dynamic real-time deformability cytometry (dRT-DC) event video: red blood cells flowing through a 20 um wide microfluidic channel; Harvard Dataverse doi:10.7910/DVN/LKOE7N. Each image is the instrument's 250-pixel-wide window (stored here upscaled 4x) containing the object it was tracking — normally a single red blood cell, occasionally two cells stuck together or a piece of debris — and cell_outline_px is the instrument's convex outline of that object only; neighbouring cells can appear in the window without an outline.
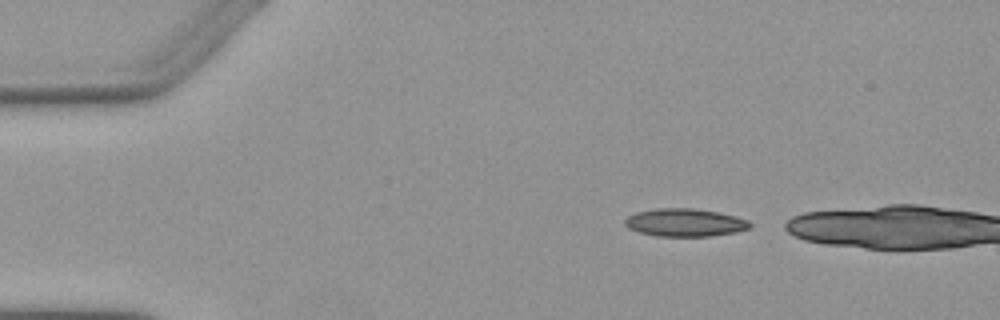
{"species": "Egyptian fruit bat (a non-hibernating species)", "species_latin": "Rousettus aegyptiacus", "temperature_condition": "warm", "stored_images_in_passage": 2, "camera_frame_rate_fps": 3000, "um_per_image_px": 0.085, "animal": {"sex": "female"}, "frame": {"image": 1, "passage_image": 1, "time_ms": 0.0, "image_size_px": [1000, 320], "cell_outline_px": [[752, 228], [736, 232], [712, 236], [656, 236], [640, 232], [628, 228], [624, 224], [624, 220], [628, 216], [636, 212], [656, 208], [696, 208], [720, 212], [736, 216], [748, 220], [752, 224]], "centroid_in_image_um": [58.25, 18.91], "position_along_channel_um": 26.7, "area_um2": 20.58}}